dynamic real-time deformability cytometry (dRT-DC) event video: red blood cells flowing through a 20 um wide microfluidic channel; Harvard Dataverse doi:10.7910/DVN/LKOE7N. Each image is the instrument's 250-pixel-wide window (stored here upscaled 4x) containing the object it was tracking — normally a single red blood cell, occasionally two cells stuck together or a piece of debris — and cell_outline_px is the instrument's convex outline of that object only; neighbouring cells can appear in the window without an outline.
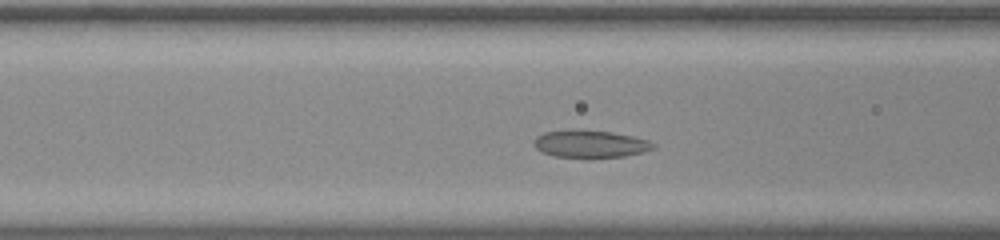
{"species": "common noctule bat (a hibernating species)", "species_latin": "Nyctalus noctula", "temperature_condition": "room temperature", "stored_images_in_passage": 29, "camera_frame_rate_fps": 3000, "um_per_image_px": 0.085, "animal": {"sex": "male", "body_mass_g": 20.0, "forearm_length_mm": 53.3}, "frame": {"image": 1, "passage_image": 6, "time_ms": 1.667, "image_size_px": [1000, 240], "cell_outline_px": [[656, 144], [652, 148], [640, 152], [624, 156], [556, 156], [544, 152], [536, 148], [532, 144], [532, 140], [536, 136], [544, 132], [612, 132], [632, 136], [648, 140]], "centroid_in_image_um": [50.16, 12.24], "position_along_channel_um": 116.4, "area_um2": 17.8}}
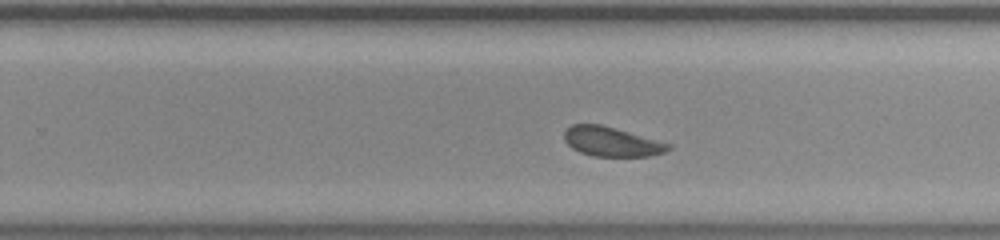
{"frame": {"image": 2, "passage_image": 19, "time_ms": 6.0, "image_size_px": [1000, 240], "cell_outline_px": [[672, 148], [664, 152], [648, 156], [592, 156], [580, 152], [572, 148], [564, 140], [564, 132], [572, 124], [600, 124], [672, 144]], "centroid_in_image_um": [51.98, 12.04], "position_along_channel_um": 277.8, "area_um2": 17.74}}
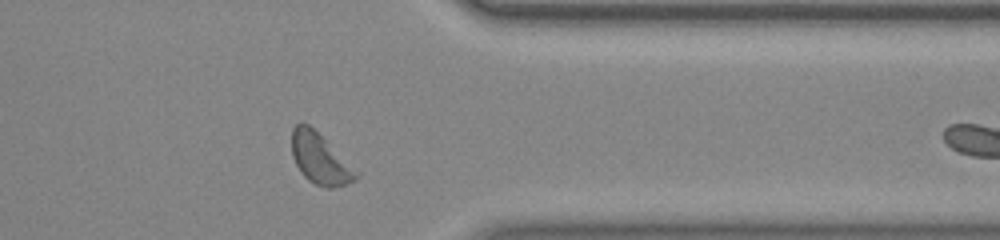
{"frame": {"image": 3, "passage_image": 28, "time_ms": 9.0, "image_size_px": [1000, 240], "cell_outline_px": [[360, 176], [356, 180], [332, 188], [328, 188], [316, 184], [308, 180], [300, 172], [292, 156], [292, 128], [300, 120], [308, 124], [360, 172]], "centroid_in_image_um": [27.2, 13.49], "position_along_channel_um": 384.2, "area_um2": 18.96}}